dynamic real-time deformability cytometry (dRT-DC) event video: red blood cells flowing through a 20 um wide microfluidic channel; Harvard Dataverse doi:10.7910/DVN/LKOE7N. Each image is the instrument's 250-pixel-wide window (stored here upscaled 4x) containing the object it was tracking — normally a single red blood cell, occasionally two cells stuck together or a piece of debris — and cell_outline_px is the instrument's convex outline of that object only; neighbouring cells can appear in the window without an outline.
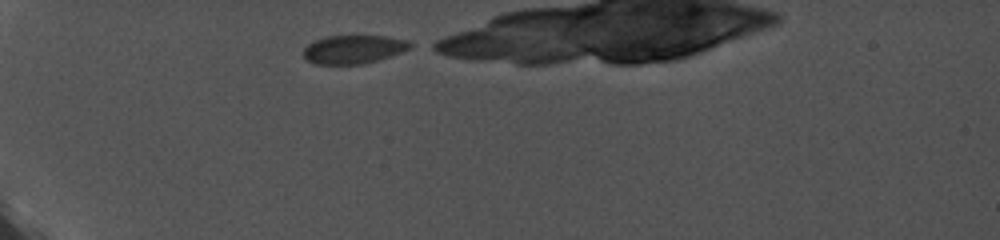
{"species": "common noctule bat (a hibernating species)", "species_latin": "Nyctalus noctula", "temperature_condition": "cold", "stored_images_in_passage": 8, "camera_frame_rate_fps": 5000, "um_per_image_px": 0.085, "animal": {"sex": "female", "body_mass_g": 19.0, "forearm_length_mm": 56.7}, "frame": {"image": 1, "passage_image": 1, "time_ms": 0.0, "image_size_px": [1000, 240], "cell_outline_px": [[416, 44], [412, 48], [364, 64], [316, 64], [308, 60], [304, 56], [304, 48], [308, 44], [316, 40], [328, 36], [388, 36], [408, 40]], "centroid_in_image_um": [30.1, 4.18], "position_along_channel_um": 54.9, "area_um2": 17.63}}